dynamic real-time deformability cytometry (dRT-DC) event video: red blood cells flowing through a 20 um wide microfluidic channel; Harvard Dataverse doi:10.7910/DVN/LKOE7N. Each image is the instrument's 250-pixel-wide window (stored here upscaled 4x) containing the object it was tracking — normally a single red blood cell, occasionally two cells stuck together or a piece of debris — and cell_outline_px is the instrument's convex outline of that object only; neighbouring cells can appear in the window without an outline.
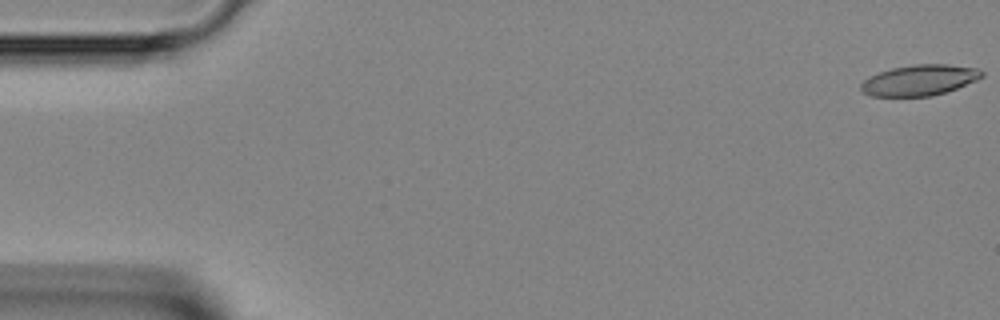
{"species": "Egyptian fruit bat (a non-hibernating species)", "species_latin": "Rousettus aegyptiacus", "temperature_condition": "room temperature", "stored_images_in_passage": 45, "camera_frame_rate_fps": 3000, "um_per_image_px": 0.085, "animal": {"sex": "female"}, "frame": {"image": 1, "passage_image": 1, "time_ms": 0.0, "image_size_px": [1000, 320], "cell_outline_px": [[984, 76], [976, 80], [956, 88], [932, 96], [868, 96], [860, 88], [860, 84], [864, 80], [880, 72], [892, 68], [916, 64], [948, 64], [980, 68], [984, 72]], "centroid_in_image_um": [78.19, 6.81], "position_along_channel_um": 6.8, "area_um2": 21.56}}
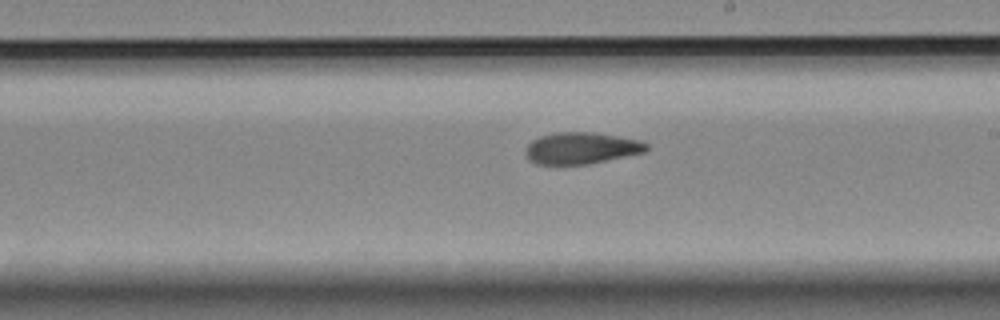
{"frame": {"image": 2, "passage_image": 26, "time_ms": 8.333, "image_size_px": [1000, 320], "cell_outline_px": [[648, 148], [644, 152], [588, 164], [536, 164], [528, 160], [524, 152], [528, 144], [532, 140], [540, 136], [556, 132], [592, 132], [620, 136], [640, 140], [648, 144]], "centroid_in_image_um": [49.39, 12.58], "position_along_channel_um": 239.6, "area_um2": 22.31}}
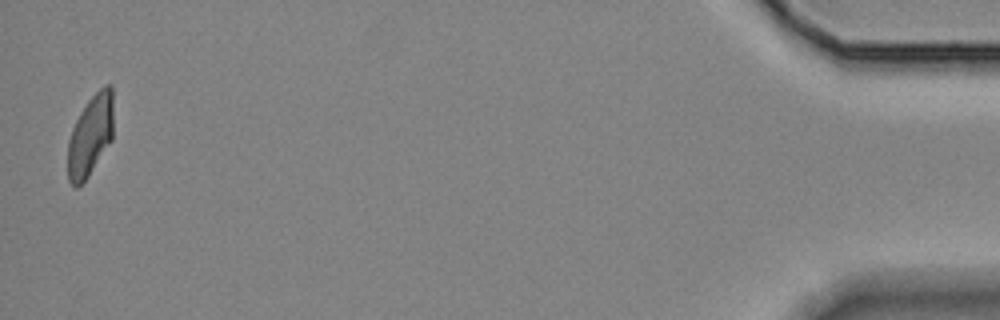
{"frame": {"image": 3, "passage_image": 45, "time_ms": 14.667, "image_size_px": [1000, 320], "cell_outline_px": [[112, 140], [88, 176], [76, 188], [68, 180], [68, 140], [72, 128], [80, 112], [88, 100], [104, 84], [112, 84]], "centroid_in_image_um": [7.68, 11.5], "position_along_channel_um": 427.5, "area_um2": 21.39}}